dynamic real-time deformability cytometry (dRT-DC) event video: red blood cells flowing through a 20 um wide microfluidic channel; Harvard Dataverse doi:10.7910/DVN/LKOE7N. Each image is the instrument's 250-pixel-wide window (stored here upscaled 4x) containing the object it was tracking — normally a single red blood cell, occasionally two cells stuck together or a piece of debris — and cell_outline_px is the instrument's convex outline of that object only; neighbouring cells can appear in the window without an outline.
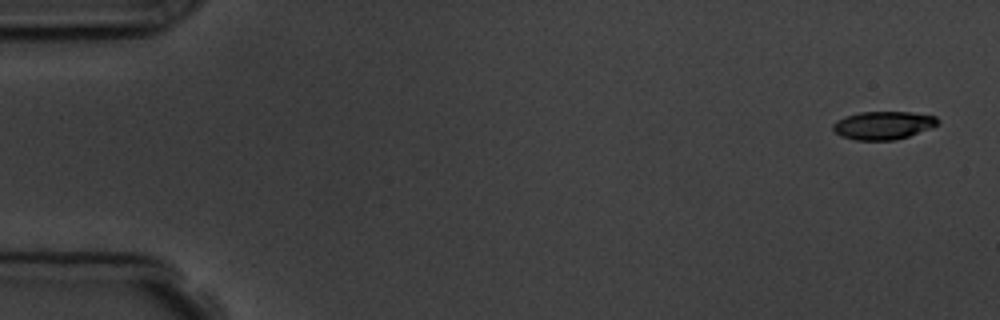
{"species": "common noctule bat (a hibernating species)", "species_latin": "Nyctalus noctula", "temperature_condition": "room temperature", "stored_images_in_passage": 5, "camera_frame_rate_fps": 3000, "um_per_image_px": 0.085, "animal": {"sex": "male", "body_mass_g": 19.5, "forearm_length_mm": 54.6}, "frame": {"image": 1, "passage_image": 1, "time_ms": 0.0, "image_size_px": [1000, 320], "cell_outline_px": [[940, 124], [932, 128], [896, 140], [856, 140], [840, 136], [832, 128], [832, 124], [836, 120], [844, 116], [860, 112], [912, 112], [936, 116], [940, 120]], "centroid_in_image_um": [75.09, 10.65], "position_along_channel_um": 9.9, "area_um2": 17.4}}
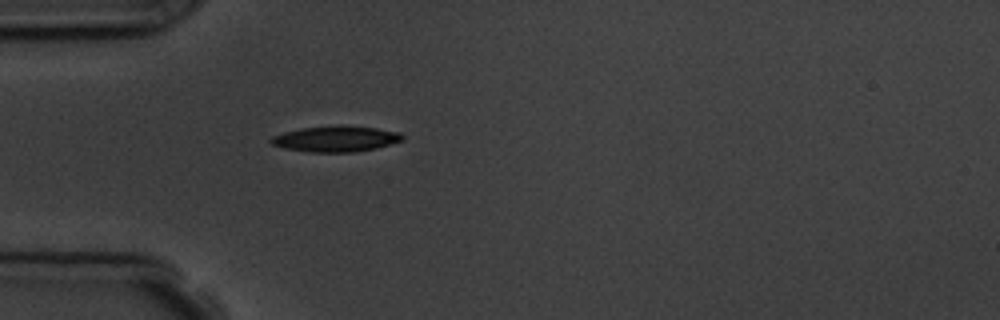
{"frame": {"image": 2, "passage_image": 5, "time_ms": 4.667, "image_size_px": [1000, 320], "cell_outline_px": [[404, 140], [376, 148], [352, 152], [312, 152], [284, 148], [272, 144], [268, 140], [272, 136], [284, 132], [304, 128], [340, 124], [376, 128], [400, 132], [404, 136]], "centroid_in_image_um": [28.56, 11.79], "position_along_channel_um": 56.4, "area_um2": 19.83}}